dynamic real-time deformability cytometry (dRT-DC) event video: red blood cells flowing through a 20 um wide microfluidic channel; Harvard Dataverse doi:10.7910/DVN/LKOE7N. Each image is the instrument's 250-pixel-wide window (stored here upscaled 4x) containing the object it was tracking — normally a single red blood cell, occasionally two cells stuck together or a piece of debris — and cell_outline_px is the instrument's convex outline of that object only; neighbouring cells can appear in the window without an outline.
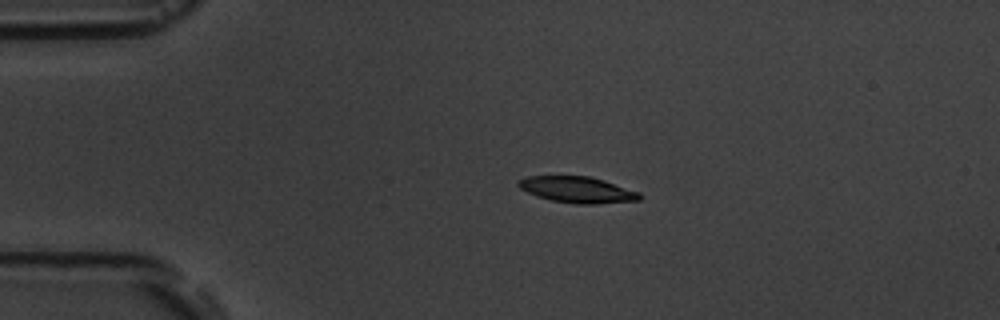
{"species": "common noctule bat (a hibernating species)", "species_latin": "Nyctalus noctula", "temperature_condition": "room temperature", "stored_images_in_passage": 2, "camera_frame_rate_fps": 3000, "um_per_image_px": 0.085, "animal": {"sex": "male", "body_mass_g": 19.5, "forearm_length_mm": 54.6}, "frame": {"image": 1, "passage_image": 1, "time_ms": 0.0, "image_size_px": [1000, 320], "cell_outline_px": [[640, 200], [596, 204], [576, 204], [552, 200], [536, 196], [520, 188], [516, 184], [520, 180], [528, 176], [592, 176], [640, 192]], "centroid_in_image_um": [49.09, 16.12], "position_along_channel_um": 35.9, "area_um2": 18.44}}